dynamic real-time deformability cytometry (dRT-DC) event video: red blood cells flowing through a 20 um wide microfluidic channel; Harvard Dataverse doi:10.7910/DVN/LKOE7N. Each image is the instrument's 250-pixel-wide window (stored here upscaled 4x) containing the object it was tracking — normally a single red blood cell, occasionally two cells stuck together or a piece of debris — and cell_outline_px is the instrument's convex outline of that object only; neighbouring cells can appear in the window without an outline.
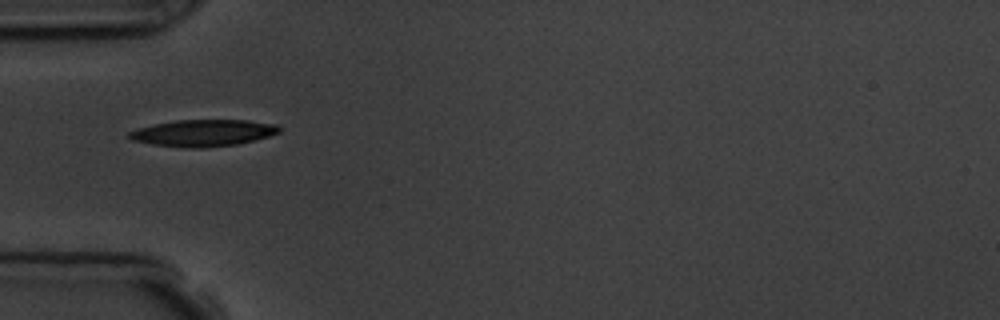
{"species": "common noctule bat (a hibernating species)", "species_latin": "Nyctalus noctula", "temperature_condition": "room temperature", "stored_images_in_passage": 7, "camera_frame_rate_fps": 3000, "um_per_image_px": 0.085, "animal": {"sex": "male", "body_mass_g": 19.5, "forearm_length_mm": 54.6}, "frame": {"image": 1, "passage_image": 3, "time_ms": 2.333, "image_size_px": [1000, 320], "cell_outline_px": [[280, 132], [268, 136], [236, 144], [200, 148], [188, 148], [152, 144], [132, 140], [128, 136], [128, 132], [136, 128], [176, 120], [248, 120], [276, 124], [280, 128]], "centroid_in_image_um": [17.25, 11.29], "position_along_channel_um": 67.8, "area_um2": 23.18}}